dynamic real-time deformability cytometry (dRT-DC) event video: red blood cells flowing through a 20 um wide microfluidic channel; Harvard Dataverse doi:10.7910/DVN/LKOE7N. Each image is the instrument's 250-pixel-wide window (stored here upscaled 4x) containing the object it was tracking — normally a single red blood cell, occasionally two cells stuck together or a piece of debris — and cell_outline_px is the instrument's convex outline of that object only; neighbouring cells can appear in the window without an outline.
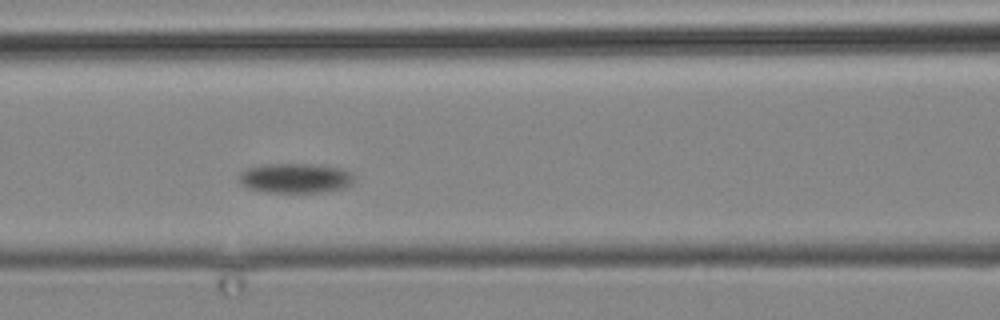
{"species": "common noctule bat (a hibernating species)", "species_latin": "Nyctalus noctula", "temperature_condition": "cold", "stored_images_in_passage": 5, "camera_frame_rate_fps": 3000, "um_per_image_px": 0.085, "animal": {"sex": "male", "body_mass_g": 19.2, "forearm_length_mm": 51.8}, "frame": {"image": 1, "passage_image": 4, "time_ms": 3.667, "image_size_px": [1000, 320], "cell_outline_px": [[356, 176], [352, 184], [344, 188], [324, 192], [264, 192], [244, 188], [240, 184], [240, 172], [248, 168], [264, 164], [316, 164], [340, 168], [352, 172]], "centroid_in_image_um": [25.12, 15.15], "position_along_channel_um": 141.5, "area_um2": 20.29}}